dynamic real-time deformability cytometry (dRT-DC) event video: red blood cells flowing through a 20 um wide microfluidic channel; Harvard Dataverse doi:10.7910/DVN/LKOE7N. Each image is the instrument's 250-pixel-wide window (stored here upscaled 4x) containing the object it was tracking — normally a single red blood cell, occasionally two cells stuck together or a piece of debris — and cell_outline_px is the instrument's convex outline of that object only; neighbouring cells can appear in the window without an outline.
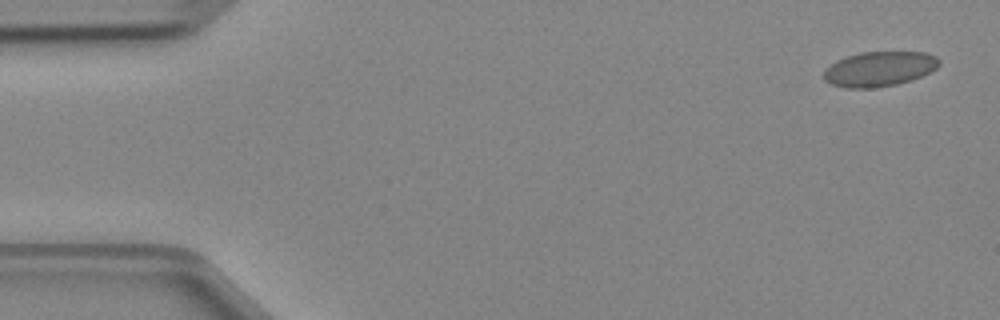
{"species": "Egyptian fruit bat (a non-hibernating species)", "species_latin": "Rousettus aegyptiacus", "temperature_condition": "cold", "stored_images_in_passage": 4, "camera_frame_rate_fps": 3000, "um_per_image_px": 0.085, "animal": {"sex": "female"}, "frame": {"image": 1, "passage_image": 1, "time_ms": 0.0, "image_size_px": [1000, 320], "cell_outline_px": [[940, 64], [936, 68], [912, 80], [896, 84], [872, 88], [848, 88], [832, 84], [824, 80], [824, 72], [836, 60], [860, 52], [924, 52], [936, 56], [940, 60]], "centroid_in_image_um": [74.76, 5.85], "position_along_channel_um": 10.2, "area_um2": 23.24}}
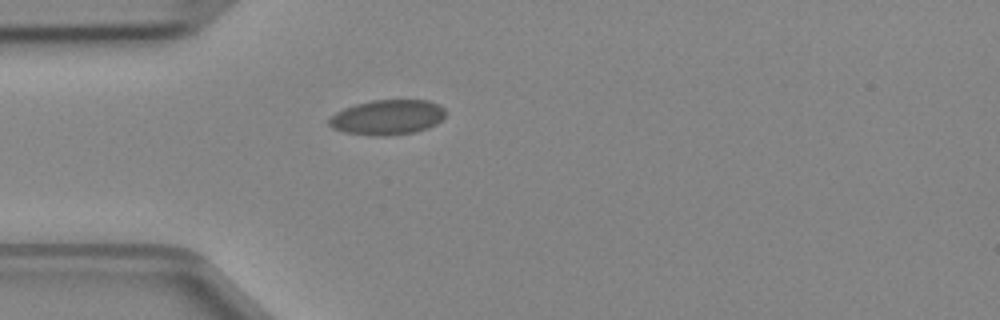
{"frame": {"image": 2, "passage_image": 4, "time_ms": 1.0, "image_size_px": [1000, 320], "cell_outline_px": [[444, 116], [436, 124], [428, 128], [416, 132], [388, 136], [368, 136], [344, 132], [332, 128], [328, 124], [328, 120], [336, 112], [344, 108], [356, 104], [372, 100], [428, 100], [444, 108]], "centroid_in_image_um": [32.9, 9.98], "position_along_channel_um": 52.1, "area_um2": 23.87}}